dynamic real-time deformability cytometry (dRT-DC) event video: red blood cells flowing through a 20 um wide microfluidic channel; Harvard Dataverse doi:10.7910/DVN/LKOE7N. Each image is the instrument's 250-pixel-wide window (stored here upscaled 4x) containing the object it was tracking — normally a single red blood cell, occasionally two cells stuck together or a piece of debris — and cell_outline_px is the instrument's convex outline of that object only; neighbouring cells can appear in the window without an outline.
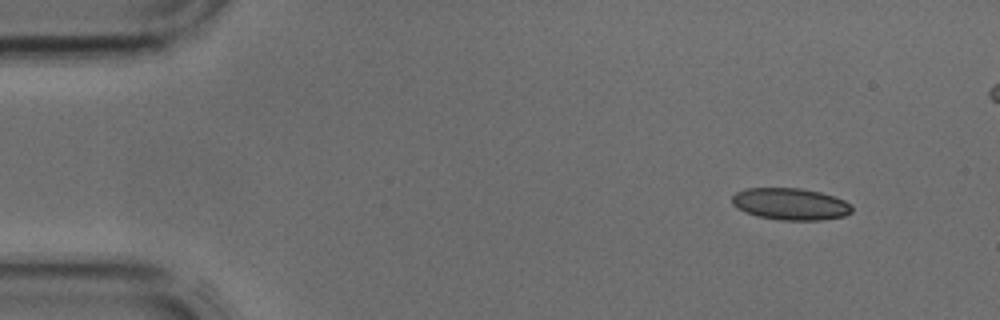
{"species": "common noctule bat (a hibernating species)", "species_latin": "Nyctalus noctula", "temperature_condition": "cold", "stored_images_in_passage": 9, "camera_frame_rate_fps": 3000, "um_per_image_px": 0.085, "animal": {"sex": "male", "body_mass_g": 17.9, "forearm_length_mm": 54.2}, "frame": {"image": 1, "passage_image": 1, "time_ms": 0.0, "image_size_px": [1000, 320], "cell_outline_px": [[852, 212], [844, 216], [820, 220], [780, 220], [756, 216], [744, 212], [736, 208], [732, 204], [732, 196], [736, 192], [748, 188], [800, 188], [820, 192], [844, 200], [852, 204]], "centroid_in_image_um": [67.17, 17.34], "position_along_channel_um": 17.8, "area_um2": 22.37}}